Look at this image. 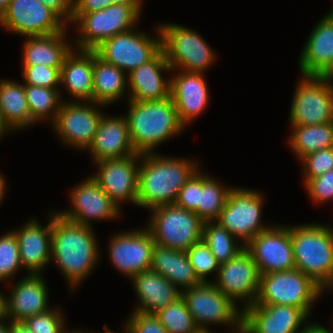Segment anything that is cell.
Here are the masks:
<instances>
[{"label": "cell", "mask_w": 333, "mask_h": 333, "mask_svg": "<svg viewBox=\"0 0 333 333\" xmlns=\"http://www.w3.org/2000/svg\"><path fill=\"white\" fill-rule=\"evenodd\" d=\"M51 217V256L74 287L90 273L98 259L95 236L89 226L68 221L58 213Z\"/></svg>", "instance_id": "obj_1"}, {"label": "cell", "mask_w": 333, "mask_h": 333, "mask_svg": "<svg viewBox=\"0 0 333 333\" xmlns=\"http://www.w3.org/2000/svg\"><path fill=\"white\" fill-rule=\"evenodd\" d=\"M140 158L137 205L148 209L175 204L179 191L198 169L195 162L153 153L140 154Z\"/></svg>", "instance_id": "obj_2"}, {"label": "cell", "mask_w": 333, "mask_h": 333, "mask_svg": "<svg viewBox=\"0 0 333 333\" xmlns=\"http://www.w3.org/2000/svg\"><path fill=\"white\" fill-rule=\"evenodd\" d=\"M129 102L130 109L125 118L137 154L153 153L156 145L177 135L184 127L171 97L159 101Z\"/></svg>", "instance_id": "obj_3"}, {"label": "cell", "mask_w": 333, "mask_h": 333, "mask_svg": "<svg viewBox=\"0 0 333 333\" xmlns=\"http://www.w3.org/2000/svg\"><path fill=\"white\" fill-rule=\"evenodd\" d=\"M295 269L321 289L333 286V229L321 225L291 228ZM330 286V287H329Z\"/></svg>", "instance_id": "obj_4"}, {"label": "cell", "mask_w": 333, "mask_h": 333, "mask_svg": "<svg viewBox=\"0 0 333 333\" xmlns=\"http://www.w3.org/2000/svg\"><path fill=\"white\" fill-rule=\"evenodd\" d=\"M153 211L148 230L156 244L186 252L202 241L204 221L193 211L176 204L162 205Z\"/></svg>", "instance_id": "obj_5"}, {"label": "cell", "mask_w": 333, "mask_h": 333, "mask_svg": "<svg viewBox=\"0 0 333 333\" xmlns=\"http://www.w3.org/2000/svg\"><path fill=\"white\" fill-rule=\"evenodd\" d=\"M323 290L298 269L260 275L259 292L254 304L294 306L307 315L313 301Z\"/></svg>", "instance_id": "obj_6"}, {"label": "cell", "mask_w": 333, "mask_h": 333, "mask_svg": "<svg viewBox=\"0 0 333 333\" xmlns=\"http://www.w3.org/2000/svg\"><path fill=\"white\" fill-rule=\"evenodd\" d=\"M139 14L128 4H113L98 12L73 13L79 24V50H95L106 39L133 29Z\"/></svg>", "instance_id": "obj_7"}, {"label": "cell", "mask_w": 333, "mask_h": 333, "mask_svg": "<svg viewBox=\"0 0 333 333\" xmlns=\"http://www.w3.org/2000/svg\"><path fill=\"white\" fill-rule=\"evenodd\" d=\"M181 297L201 332H208L203 323H230L242 333V310L239 312L236 303L213 283L202 282L198 286L187 288L181 292Z\"/></svg>", "instance_id": "obj_8"}, {"label": "cell", "mask_w": 333, "mask_h": 333, "mask_svg": "<svg viewBox=\"0 0 333 333\" xmlns=\"http://www.w3.org/2000/svg\"><path fill=\"white\" fill-rule=\"evenodd\" d=\"M161 50L171 68L203 73L214 61V52L196 32L176 24L159 27Z\"/></svg>", "instance_id": "obj_9"}, {"label": "cell", "mask_w": 333, "mask_h": 333, "mask_svg": "<svg viewBox=\"0 0 333 333\" xmlns=\"http://www.w3.org/2000/svg\"><path fill=\"white\" fill-rule=\"evenodd\" d=\"M290 111L292 126L333 122V86L323 76L303 75Z\"/></svg>", "instance_id": "obj_10"}, {"label": "cell", "mask_w": 333, "mask_h": 333, "mask_svg": "<svg viewBox=\"0 0 333 333\" xmlns=\"http://www.w3.org/2000/svg\"><path fill=\"white\" fill-rule=\"evenodd\" d=\"M158 31L160 37L156 40L131 29L106 39L95 51L105 62L130 73L161 51V33Z\"/></svg>", "instance_id": "obj_11"}, {"label": "cell", "mask_w": 333, "mask_h": 333, "mask_svg": "<svg viewBox=\"0 0 333 333\" xmlns=\"http://www.w3.org/2000/svg\"><path fill=\"white\" fill-rule=\"evenodd\" d=\"M262 203V197L257 192L232 188L217 222L246 245L268 228L260 223Z\"/></svg>", "instance_id": "obj_12"}, {"label": "cell", "mask_w": 333, "mask_h": 333, "mask_svg": "<svg viewBox=\"0 0 333 333\" xmlns=\"http://www.w3.org/2000/svg\"><path fill=\"white\" fill-rule=\"evenodd\" d=\"M63 22V19L40 0H11L0 17L1 25L28 37L63 32Z\"/></svg>", "instance_id": "obj_13"}, {"label": "cell", "mask_w": 333, "mask_h": 333, "mask_svg": "<svg viewBox=\"0 0 333 333\" xmlns=\"http://www.w3.org/2000/svg\"><path fill=\"white\" fill-rule=\"evenodd\" d=\"M245 249L251 254L260 275L295 269L291 227H271L256 235Z\"/></svg>", "instance_id": "obj_14"}, {"label": "cell", "mask_w": 333, "mask_h": 333, "mask_svg": "<svg viewBox=\"0 0 333 333\" xmlns=\"http://www.w3.org/2000/svg\"><path fill=\"white\" fill-rule=\"evenodd\" d=\"M242 313V333H304L312 326L298 331L308 315L294 306L252 304Z\"/></svg>", "instance_id": "obj_15"}, {"label": "cell", "mask_w": 333, "mask_h": 333, "mask_svg": "<svg viewBox=\"0 0 333 333\" xmlns=\"http://www.w3.org/2000/svg\"><path fill=\"white\" fill-rule=\"evenodd\" d=\"M218 279L213 285L230 298L249 299L246 307L256 302L259 292L260 274L251 254L244 249L236 257L226 263L220 264Z\"/></svg>", "instance_id": "obj_16"}, {"label": "cell", "mask_w": 333, "mask_h": 333, "mask_svg": "<svg viewBox=\"0 0 333 333\" xmlns=\"http://www.w3.org/2000/svg\"><path fill=\"white\" fill-rule=\"evenodd\" d=\"M140 154L125 158L97 161L99 173L91 176L110 199L119 206V202L129 200L137 205L139 167L136 161Z\"/></svg>", "instance_id": "obj_17"}, {"label": "cell", "mask_w": 333, "mask_h": 333, "mask_svg": "<svg viewBox=\"0 0 333 333\" xmlns=\"http://www.w3.org/2000/svg\"><path fill=\"white\" fill-rule=\"evenodd\" d=\"M102 116L86 103L62 102L53 127L66 144L86 149L93 142Z\"/></svg>", "instance_id": "obj_18"}, {"label": "cell", "mask_w": 333, "mask_h": 333, "mask_svg": "<svg viewBox=\"0 0 333 333\" xmlns=\"http://www.w3.org/2000/svg\"><path fill=\"white\" fill-rule=\"evenodd\" d=\"M155 242L150 231L138 230L114 236L110 243L113 265L133 278L136 274L150 269Z\"/></svg>", "instance_id": "obj_19"}, {"label": "cell", "mask_w": 333, "mask_h": 333, "mask_svg": "<svg viewBox=\"0 0 333 333\" xmlns=\"http://www.w3.org/2000/svg\"><path fill=\"white\" fill-rule=\"evenodd\" d=\"M71 201L74 210L58 214L68 221L84 226L90 227L91 219H109L116 217L119 213L118 206L92 177H88L73 189Z\"/></svg>", "instance_id": "obj_20"}, {"label": "cell", "mask_w": 333, "mask_h": 333, "mask_svg": "<svg viewBox=\"0 0 333 333\" xmlns=\"http://www.w3.org/2000/svg\"><path fill=\"white\" fill-rule=\"evenodd\" d=\"M39 275H29L14 286L10 298L1 296V315L12 322L49 310L47 287Z\"/></svg>", "instance_id": "obj_21"}, {"label": "cell", "mask_w": 333, "mask_h": 333, "mask_svg": "<svg viewBox=\"0 0 333 333\" xmlns=\"http://www.w3.org/2000/svg\"><path fill=\"white\" fill-rule=\"evenodd\" d=\"M173 70L161 50L148 63L133 69L128 73L132 101H159L170 97V79L164 80L161 71Z\"/></svg>", "instance_id": "obj_22"}, {"label": "cell", "mask_w": 333, "mask_h": 333, "mask_svg": "<svg viewBox=\"0 0 333 333\" xmlns=\"http://www.w3.org/2000/svg\"><path fill=\"white\" fill-rule=\"evenodd\" d=\"M203 77L202 73L183 71L170 80V97L183 126L200 114L207 105L208 90Z\"/></svg>", "instance_id": "obj_23"}, {"label": "cell", "mask_w": 333, "mask_h": 333, "mask_svg": "<svg viewBox=\"0 0 333 333\" xmlns=\"http://www.w3.org/2000/svg\"><path fill=\"white\" fill-rule=\"evenodd\" d=\"M88 149L96 162L135 155L126 118L103 115Z\"/></svg>", "instance_id": "obj_24"}, {"label": "cell", "mask_w": 333, "mask_h": 333, "mask_svg": "<svg viewBox=\"0 0 333 333\" xmlns=\"http://www.w3.org/2000/svg\"><path fill=\"white\" fill-rule=\"evenodd\" d=\"M303 75L323 76L333 66V12L314 28L300 57Z\"/></svg>", "instance_id": "obj_25"}, {"label": "cell", "mask_w": 333, "mask_h": 333, "mask_svg": "<svg viewBox=\"0 0 333 333\" xmlns=\"http://www.w3.org/2000/svg\"><path fill=\"white\" fill-rule=\"evenodd\" d=\"M47 227L32 220L21 230L15 231L19 246L21 265L30 271L31 275H40L51 256L52 218Z\"/></svg>", "instance_id": "obj_26"}, {"label": "cell", "mask_w": 333, "mask_h": 333, "mask_svg": "<svg viewBox=\"0 0 333 333\" xmlns=\"http://www.w3.org/2000/svg\"><path fill=\"white\" fill-rule=\"evenodd\" d=\"M132 281L139 298L140 307L136 312L156 314L181 298V292L164 276L152 269L136 274Z\"/></svg>", "instance_id": "obj_27"}, {"label": "cell", "mask_w": 333, "mask_h": 333, "mask_svg": "<svg viewBox=\"0 0 333 333\" xmlns=\"http://www.w3.org/2000/svg\"><path fill=\"white\" fill-rule=\"evenodd\" d=\"M66 56L60 70V83L66 85L69 92L79 100L92 103V85L94 68V50H80Z\"/></svg>", "instance_id": "obj_28"}, {"label": "cell", "mask_w": 333, "mask_h": 333, "mask_svg": "<svg viewBox=\"0 0 333 333\" xmlns=\"http://www.w3.org/2000/svg\"><path fill=\"white\" fill-rule=\"evenodd\" d=\"M150 269L164 276L173 285H179L181 288L183 286L184 290L202 283L196 276L186 252L156 243L152 252Z\"/></svg>", "instance_id": "obj_29"}, {"label": "cell", "mask_w": 333, "mask_h": 333, "mask_svg": "<svg viewBox=\"0 0 333 333\" xmlns=\"http://www.w3.org/2000/svg\"><path fill=\"white\" fill-rule=\"evenodd\" d=\"M64 33L65 30L56 34L28 37L24 45L23 66L41 64L61 70L66 56L73 50L64 41Z\"/></svg>", "instance_id": "obj_30"}, {"label": "cell", "mask_w": 333, "mask_h": 333, "mask_svg": "<svg viewBox=\"0 0 333 333\" xmlns=\"http://www.w3.org/2000/svg\"><path fill=\"white\" fill-rule=\"evenodd\" d=\"M126 83L124 71L105 62L94 50L92 103L108 105L120 98Z\"/></svg>", "instance_id": "obj_31"}, {"label": "cell", "mask_w": 333, "mask_h": 333, "mask_svg": "<svg viewBox=\"0 0 333 333\" xmlns=\"http://www.w3.org/2000/svg\"><path fill=\"white\" fill-rule=\"evenodd\" d=\"M0 111L10 129L24 128L34 123L27 104L25 85L8 80L0 82Z\"/></svg>", "instance_id": "obj_32"}, {"label": "cell", "mask_w": 333, "mask_h": 333, "mask_svg": "<svg viewBox=\"0 0 333 333\" xmlns=\"http://www.w3.org/2000/svg\"><path fill=\"white\" fill-rule=\"evenodd\" d=\"M290 146L299 159L320 149L333 147V122L293 126Z\"/></svg>", "instance_id": "obj_33"}, {"label": "cell", "mask_w": 333, "mask_h": 333, "mask_svg": "<svg viewBox=\"0 0 333 333\" xmlns=\"http://www.w3.org/2000/svg\"><path fill=\"white\" fill-rule=\"evenodd\" d=\"M213 222V223H211ZM219 222L205 221L203 223L202 240L211 250L212 254L216 257L219 264L228 262L236 257L241 251L245 249L244 244L238 245L234 238Z\"/></svg>", "instance_id": "obj_34"}, {"label": "cell", "mask_w": 333, "mask_h": 333, "mask_svg": "<svg viewBox=\"0 0 333 333\" xmlns=\"http://www.w3.org/2000/svg\"><path fill=\"white\" fill-rule=\"evenodd\" d=\"M232 190L222 188L214 179L200 173V198L198 204V216L205 221H215L223 210L228 195Z\"/></svg>", "instance_id": "obj_35"}, {"label": "cell", "mask_w": 333, "mask_h": 333, "mask_svg": "<svg viewBox=\"0 0 333 333\" xmlns=\"http://www.w3.org/2000/svg\"><path fill=\"white\" fill-rule=\"evenodd\" d=\"M56 88L25 85V94L31 119L34 123L47 118L50 112L53 114L52 123L56 120L62 101ZM61 101V102H60Z\"/></svg>", "instance_id": "obj_36"}, {"label": "cell", "mask_w": 333, "mask_h": 333, "mask_svg": "<svg viewBox=\"0 0 333 333\" xmlns=\"http://www.w3.org/2000/svg\"><path fill=\"white\" fill-rule=\"evenodd\" d=\"M167 333H200L185 301L179 298L155 314Z\"/></svg>", "instance_id": "obj_37"}, {"label": "cell", "mask_w": 333, "mask_h": 333, "mask_svg": "<svg viewBox=\"0 0 333 333\" xmlns=\"http://www.w3.org/2000/svg\"><path fill=\"white\" fill-rule=\"evenodd\" d=\"M186 253L198 279L201 282H209L205 279L206 275L218 271L220 264L206 243L202 240L193 244Z\"/></svg>", "instance_id": "obj_38"}, {"label": "cell", "mask_w": 333, "mask_h": 333, "mask_svg": "<svg viewBox=\"0 0 333 333\" xmlns=\"http://www.w3.org/2000/svg\"><path fill=\"white\" fill-rule=\"evenodd\" d=\"M21 267L19 246L14 232L0 237V281L13 276Z\"/></svg>", "instance_id": "obj_39"}, {"label": "cell", "mask_w": 333, "mask_h": 333, "mask_svg": "<svg viewBox=\"0 0 333 333\" xmlns=\"http://www.w3.org/2000/svg\"><path fill=\"white\" fill-rule=\"evenodd\" d=\"M51 310L28 317L22 323L31 333H63L64 322L60 312Z\"/></svg>", "instance_id": "obj_40"}, {"label": "cell", "mask_w": 333, "mask_h": 333, "mask_svg": "<svg viewBox=\"0 0 333 333\" xmlns=\"http://www.w3.org/2000/svg\"><path fill=\"white\" fill-rule=\"evenodd\" d=\"M304 163L305 181L333 170V147L320 149L301 158Z\"/></svg>", "instance_id": "obj_41"}, {"label": "cell", "mask_w": 333, "mask_h": 333, "mask_svg": "<svg viewBox=\"0 0 333 333\" xmlns=\"http://www.w3.org/2000/svg\"><path fill=\"white\" fill-rule=\"evenodd\" d=\"M26 84L46 88H56L60 82V70L46 65L23 66Z\"/></svg>", "instance_id": "obj_42"}, {"label": "cell", "mask_w": 333, "mask_h": 333, "mask_svg": "<svg viewBox=\"0 0 333 333\" xmlns=\"http://www.w3.org/2000/svg\"><path fill=\"white\" fill-rule=\"evenodd\" d=\"M200 198V172L197 170L179 191L175 204L185 210L193 211L198 216Z\"/></svg>", "instance_id": "obj_43"}, {"label": "cell", "mask_w": 333, "mask_h": 333, "mask_svg": "<svg viewBox=\"0 0 333 333\" xmlns=\"http://www.w3.org/2000/svg\"><path fill=\"white\" fill-rule=\"evenodd\" d=\"M126 324L127 333H167L155 314L134 311Z\"/></svg>", "instance_id": "obj_44"}, {"label": "cell", "mask_w": 333, "mask_h": 333, "mask_svg": "<svg viewBox=\"0 0 333 333\" xmlns=\"http://www.w3.org/2000/svg\"><path fill=\"white\" fill-rule=\"evenodd\" d=\"M308 193L316 202L333 199V170L306 182Z\"/></svg>", "instance_id": "obj_45"}, {"label": "cell", "mask_w": 333, "mask_h": 333, "mask_svg": "<svg viewBox=\"0 0 333 333\" xmlns=\"http://www.w3.org/2000/svg\"><path fill=\"white\" fill-rule=\"evenodd\" d=\"M46 7L55 12L64 23L72 20L73 0H40ZM66 20V21H65Z\"/></svg>", "instance_id": "obj_46"}, {"label": "cell", "mask_w": 333, "mask_h": 333, "mask_svg": "<svg viewBox=\"0 0 333 333\" xmlns=\"http://www.w3.org/2000/svg\"><path fill=\"white\" fill-rule=\"evenodd\" d=\"M113 5V0H73V13H91Z\"/></svg>", "instance_id": "obj_47"}, {"label": "cell", "mask_w": 333, "mask_h": 333, "mask_svg": "<svg viewBox=\"0 0 333 333\" xmlns=\"http://www.w3.org/2000/svg\"><path fill=\"white\" fill-rule=\"evenodd\" d=\"M113 4H128L140 15V0H113Z\"/></svg>", "instance_id": "obj_48"}, {"label": "cell", "mask_w": 333, "mask_h": 333, "mask_svg": "<svg viewBox=\"0 0 333 333\" xmlns=\"http://www.w3.org/2000/svg\"><path fill=\"white\" fill-rule=\"evenodd\" d=\"M10 333H31L22 322L10 321Z\"/></svg>", "instance_id": "obj_49"}, {"label": "cell", "mask_w": 333, "mask_h": 333, "mask_svg": "<svg viewBox=\"0 0 333 333\" xmlns=\"http://www.w3.org/2000/svg\"><path fill=\"white\" fill-rule=\"evenodd\" d=\"M304 333H333V332L328 331L327 329L323 328L320 325L312 324V326Z\"/></svg>", "instance_id": "obj_50"}, {"label": "cell", "mask_w": 333, "mask_h": 333, "mask_svg": "<svg viewBox=\"0 0 333 333\" xmlns=\"http://www.w3.org/2000/svg\"><path fill=\"white\" fill-rule=\"evenodd\" d=\"M10 1L11 0H0V17L7 10Z\"/></svg>", "instance_id": "obj_51"}, {"label": "cell", "mask_w": 333, "mask_h": 333, "mask_svg": "<svg viewBox=\"0 0 333 333\" xmlns=\"http://www.w3.org/2000/svg\"><path fill=\"white\" fill-rule=\"evenodd\" d=\"M7 129H9V126L5 123L2 113L0 111V137Z\"/></svg>", "instance_id": "obj_52"}, {"label": "cell", "mask_w": 333, "mask_h": 333, "mask_svg": "<svg viewBox=\"0 0 333 333\" xmlns=\"http://www.w3.org/2000/svg\"><path fill=\"white\" fill-rule=\"evenodd\" d=\"M1 320H4V317L0 314V333H10V323L6 327L4 324L1 323Z\"/></svg>", "instance_id": "obj_53"}, {"label": "cell", "mask_w": 333, "mask_h": 333, "mask_svg": "<svg viewBox=\"0 0 333 333\" xmlns=\"http://www.w3.org/2000/svg\"><path fill=\"white\" fill-rule=\"evenodd\" d=\"M323 77L325 78V80L330 85V81L333 78V66L328 71L325 72V74L323 75Z\"/></svg>", "instance_id": "obj_54"}, {"label": "cell", "mask_w": 333, "mask_h": 333, "mask_svg": "<svg viewBox=\"0 0 333 333\" xmlns=\"http://www.w3.org/2000/svg\"><path fill=\"white\" fill-rule=\"evenodd\" d=\"M4 189H5V180L2 177V175L0 174V201L2 200V198L4 196V191H5Z\"/></svg>", "instance_id": "obj_55"}, {"label": "cell", "mask_w": 333, "mask_h": 333, "mask_svg": "<svg viewBox=\"0 0 333 333\" xmlns=\"http://www.w3.org/2000/svg\"><path fill=\"white\" fill-rule=\"evenodd\" d=\"M63 333H65V332H63ZM67 333H82V332H77V331H76V332H75V331H73V332H70V331H69V332H68V331H67Z\"/></svg>", "instance_id": "obj_56"}, {"label": "cell", "mask_w": 333, "mask_h": 333, "mask_svg": "<svg viewBox=\"0 0 333 333\" xmlns=\"http://www.w3.org/2000/svg\"><path fill=\"white\" fill-rule=\"evenodd\" d=\"M1 294H0V314H1Z\"/></svg>", "instance_id": "obj_57"}]
</instances>
